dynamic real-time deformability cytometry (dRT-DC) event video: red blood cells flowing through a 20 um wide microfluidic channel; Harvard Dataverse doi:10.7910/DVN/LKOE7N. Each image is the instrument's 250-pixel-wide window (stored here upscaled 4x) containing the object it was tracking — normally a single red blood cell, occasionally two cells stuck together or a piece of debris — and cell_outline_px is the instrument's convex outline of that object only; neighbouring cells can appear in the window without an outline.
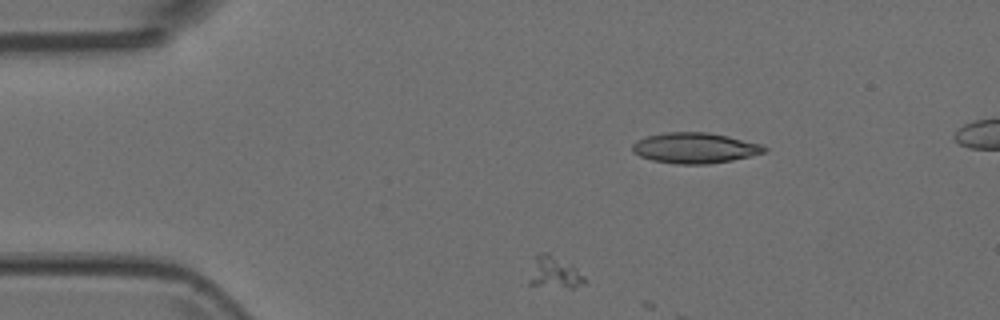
{"species": "Egyptian fruit bat (a non-hibernating species)", "species_latin": "Rousettus aegyptiacus", "temperature_condition": "room temperature", "stored_images_in_passage": 5, "camera_frame_rate_fps": 3000, "um_per_image_px": 0.085, "animal": {"sex": "female"}, "frame": {"image": 1, "passage_image": 2, "time_ms": 0.333, "image_size_px": [1000, 320], "cell_outline_px": [[588, 280], [584, 284], [572, 288], [568, 288], [528, 284], [528, 280], [536, 256], [544, 252], [548, 252], [572, 264]], "centroid_in_image_um": [47.17, 23.17], "position_along_channel_um": 37.8, "area_um2": 10.29}}